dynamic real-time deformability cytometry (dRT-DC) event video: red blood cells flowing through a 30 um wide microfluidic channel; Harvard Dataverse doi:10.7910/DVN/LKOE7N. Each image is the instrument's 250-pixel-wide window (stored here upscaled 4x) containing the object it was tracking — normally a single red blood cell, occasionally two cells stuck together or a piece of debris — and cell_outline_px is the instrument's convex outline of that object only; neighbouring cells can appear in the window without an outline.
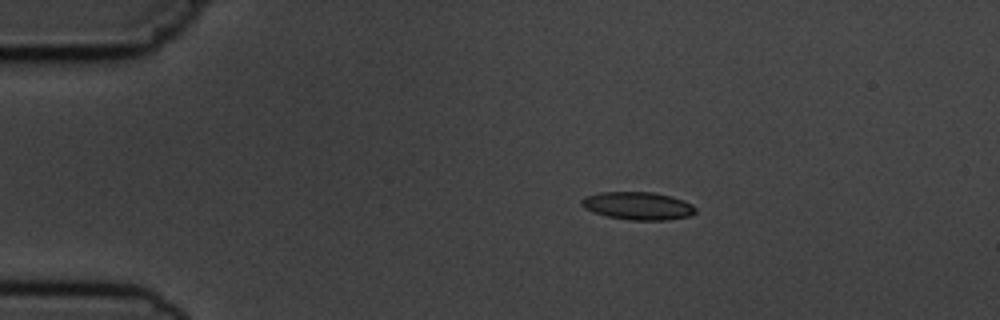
{"species": "common noctule bat (a hibernating species)", "species_latin": "Nyctalus noctula", "temperature_condition": "cold", "stored_images_in_passage": 8, "camera_frame_rate_fps": 3000, "um_per_image_px": 0.085, "animal": {"sex": "male", "body_mass_g": 19.5, "forearm_length_mm": 54.6}, "frame": {"image": 1, "passage_image": 2, "time_ms": 2.0, "image_size_px": [1000, 320], "cell_outline_px": [[696, 212], [688, 216], [668, 220], [628, 220], [608, 216], [584, 208], [580, 204], [580, 200], [584, 196], [600, 192], [652, 192], [672, 196], [684, 200], [692, 204], [696, 208]], "centroid_in_image_um": [54.23, 17.49], "position_along_channel_um": 30.8, "area_um2": 18.55}}
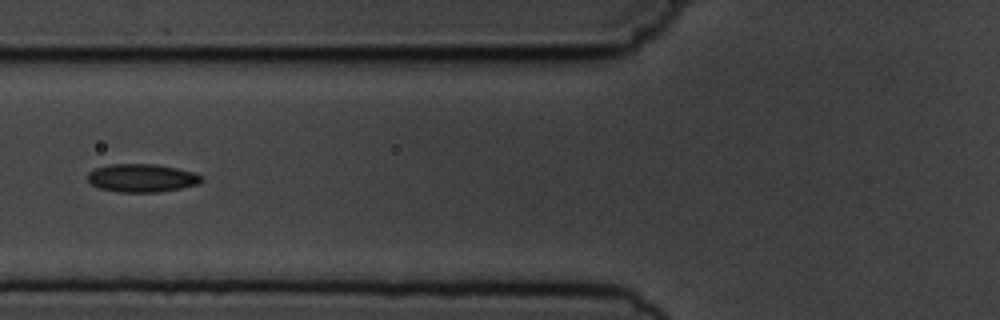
{"frame": {"image": 2, "passage_image": 5, "time_ms": 5.667, "image_size_px": [1000, 320], "cell_outline_px": [[204, 180], [200, 184], [180, 188], [156, 192], [120, 192], [100, 188], [92, 184], [88, 180], [88, 172], [96, 168], [108, 164], [156, 164], [196, 172], [204, 176]], "centroid_in_image_um": [12.11, 15.12], "position_along_channel_um": 113.7, "area_um2": 18.79}}
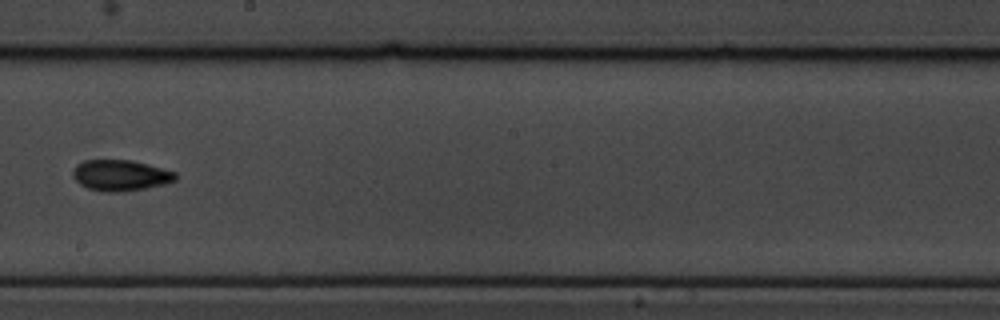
{"frame": {"image": 3, "passage_image": 8, "time_ms": 9.0, "image_size_px": [1000, 320], "cell_outline_px": [[176, 180], [164, 184], [144, 188], [120, 192], [100, 192], [88, 188], [80, 184], [72, 176], [72, 172], [76, 164], [84, 160], [132, 160], [148, 164], [176, 172]], "centroid_in_image_um": [10.22, 14.9], "position_along_channel_um": 238.0, "area_um2": 18.55}}